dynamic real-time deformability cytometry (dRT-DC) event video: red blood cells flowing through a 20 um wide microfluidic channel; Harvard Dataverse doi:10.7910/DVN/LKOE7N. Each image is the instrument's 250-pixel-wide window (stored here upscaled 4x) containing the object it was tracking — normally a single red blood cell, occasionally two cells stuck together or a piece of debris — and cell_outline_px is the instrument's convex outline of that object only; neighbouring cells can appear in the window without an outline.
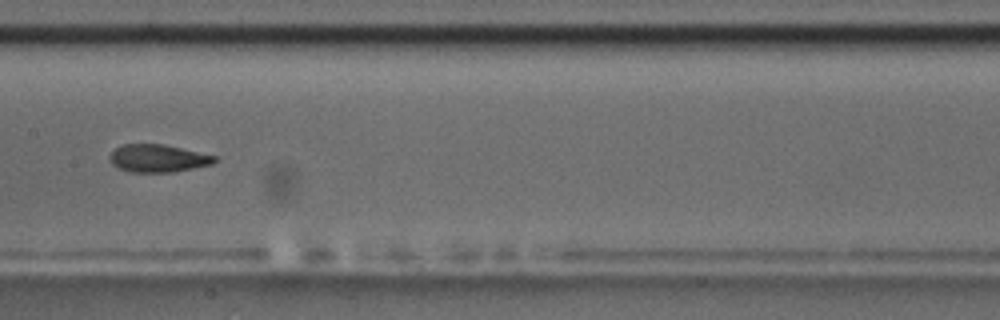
{"species": "common noctule bat (a hibernating species)", "species_latin": "Nyctalus noctula", "temperature_condition": "room temperature", "stored_images_in_passage": 8, "camera_frame_rate_fps": 3000, "um_per_image_px": 0.085, "animal": {"sex": "male", "body_mass_g": 17.5, "forearm_length_mm": 52.3}, "frame": {"image": 1, "passage_image": 6, "time_ms": 5.667, "image_size_px": [1000, 320], "cell_outline_px": [[216, 160], [212, 164], [172, 172], [132, 172], [120, 168], [112, 164], [108, 160], [108, 156], [116, 148], [124, 144], [164, 144], [216, 156]], "centroid_in_image_um": [13.4, 13.45], "position_along_channel_um": 194.0, "area_um2": 16.76}}